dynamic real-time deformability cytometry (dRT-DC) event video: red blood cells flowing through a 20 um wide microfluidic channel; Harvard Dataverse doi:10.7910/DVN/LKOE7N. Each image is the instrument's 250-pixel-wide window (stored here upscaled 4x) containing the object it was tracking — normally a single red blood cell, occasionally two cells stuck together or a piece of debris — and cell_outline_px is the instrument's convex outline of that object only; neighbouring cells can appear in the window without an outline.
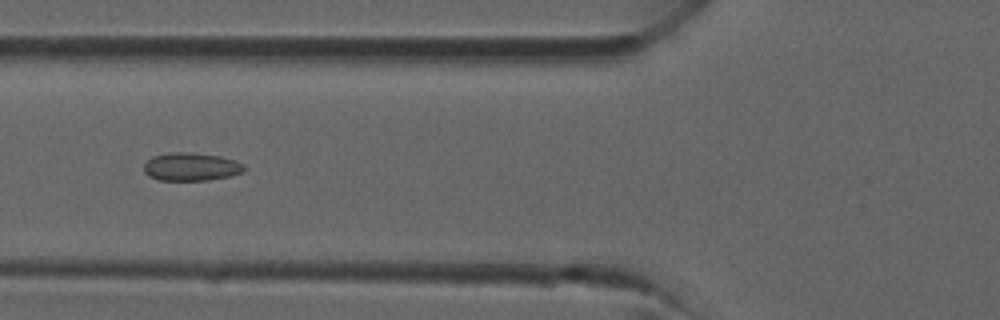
{"species": "common noctule bat (a hibernating species)", "species_latin": "Nyctalus noctula", "temperature_condition": "room temperature", "stored_images_in_passage": 28, "camera_frame_rate_fps": 3000, "um_per_image_px": 0.085, "animal": {"sex": "male", "forearm_length_mm": 52.5}, "frame": {"image": 1, "passage_image": 5, "time_ms": 1.333, "image_size_px": [1000, 320], "cell_outline_px": [[248, 168], [244, 172], [232, 176], [208, 180], [160, 180], [148, 176], [144, 172], [144, 164], [152, 156], [168, 152], [192, 152], [220, 156], [236, 160], [244, 164]], "centroid_in_image_um": [16.29, 14.17], "position_along_channel_um": 109.5, "area_um2": 16.76}}
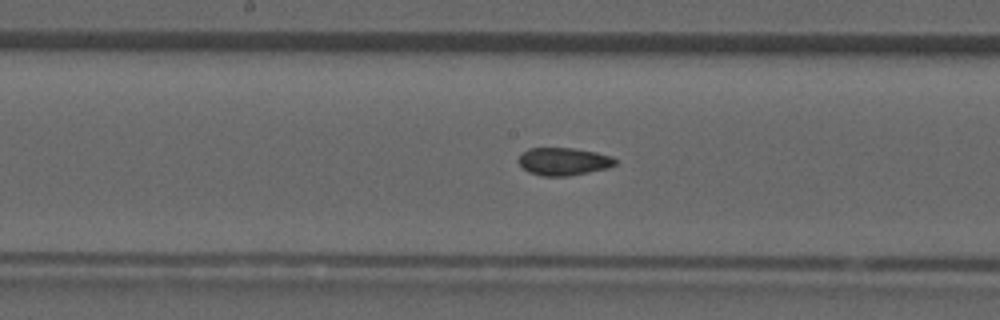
{"frame": {"image": 2, "passage_image": 10, "time_ms": 3.0, "image_size_px": [1000, 320], "cell_outline_px": [[616, 164], [608, 168], [568, 176], [540, 176], [528, 172], [516, 160], [520, 152], [528, 148], [576, 148], [596, 152], [612, 156], [616, 160]], "centroid_in_image_um": [47.86, 13.71], "position_along_channel_um": 200.3, "area_um2": 15.84}}
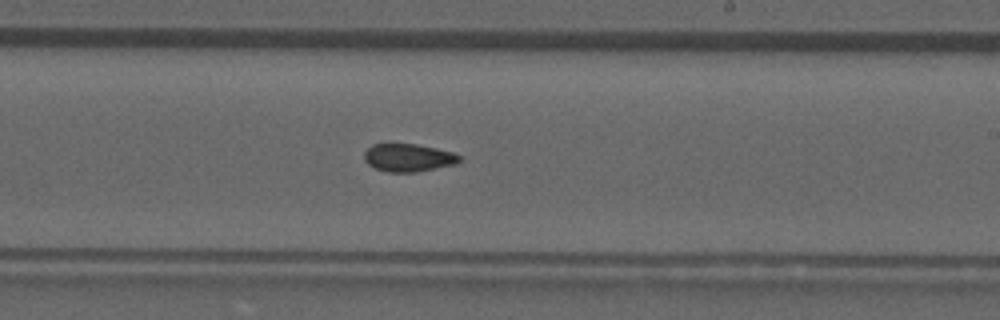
{"frame": {"image": 3, "passage_image": 13, "time_ms": 4.0, "image_size_px": [1000, 320], "cell_outline_px": [[460, 160], [456, 164], [416, 172], [388, 172], [376, 168], [368, 164], [364, 160], [364, 152], [372, 144], [388, 140], [392, 140], [416, 144], [436, 148], [452, 152], [460, 156]], "centroid_in_image_um": [34.64, 13.35], "position_along_channel_um": 254.4, "area_um2": 16.07}}